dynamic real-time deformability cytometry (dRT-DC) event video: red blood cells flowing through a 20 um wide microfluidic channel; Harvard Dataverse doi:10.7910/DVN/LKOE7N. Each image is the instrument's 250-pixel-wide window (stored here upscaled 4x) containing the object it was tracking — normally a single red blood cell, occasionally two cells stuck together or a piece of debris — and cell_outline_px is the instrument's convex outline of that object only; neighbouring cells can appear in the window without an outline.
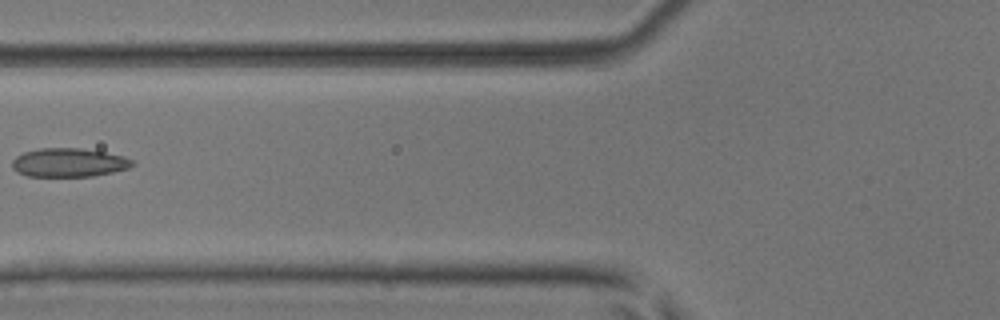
{"species": "common noctule bat (a hibernating species)", "species_latin": "Nyctalus noctula", "temperature_condition": "room temperature", "stored_images_in_passage": 6, "camera_frame_rate_fps": 3000, "um_per_image_px": 0.085, "animal": {"sex": "male", "body_mass_g": 17.9, "forearm_length_mm": 54.2}, "frame": {"image": 1, "passage_image": 6, "time_ms": 1.667, "image_size_px": [1000, 320], "cell_outline_px": [[136, 164], [128, 168], [112, 172], [92, 176], [28, 176], [16, 172], [12, 168], [12, 160], [16, 156], [24, 152], [40, 148], [80, 148], [104, 152], [124, 156], [132, 160]], "centroid_in_image_um": [5.83, 13.81], "position_along_channel_um": 120.0, "area_um2": 20.11}}